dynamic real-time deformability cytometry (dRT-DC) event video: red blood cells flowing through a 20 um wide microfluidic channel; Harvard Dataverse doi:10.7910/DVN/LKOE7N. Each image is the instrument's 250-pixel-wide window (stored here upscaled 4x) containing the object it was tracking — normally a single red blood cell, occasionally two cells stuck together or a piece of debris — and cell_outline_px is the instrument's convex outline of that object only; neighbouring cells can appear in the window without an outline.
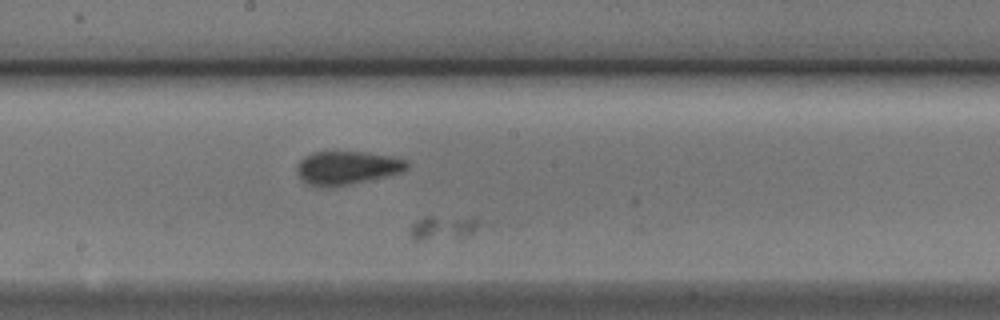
{"species": "Egyptian fruit bat (a non-hibernating species)", "species_latin": "Rousettus aegyptiacus", "temperature_condition": "cold", "stored_images_in_passage": 40, "camera_frame_rate_fps": 3000, "um_per_image_px": 0.085, "animal": {"sex": "male"}, "frame": {"image": 1, "passage_image": 15, "time_ms": 4.667, "image_size_px": [1000, 320], "cell_outline_px": [[496, 228], [460, 240], [416, 240], [412, 236], [412, 224], [416, 220], [424, 216], [476, 216], [496, 224]], "centroid_in_image_um": [38.21, 19.35], "position_along_channel_um": 210.0, "area_um2": 12.08}}
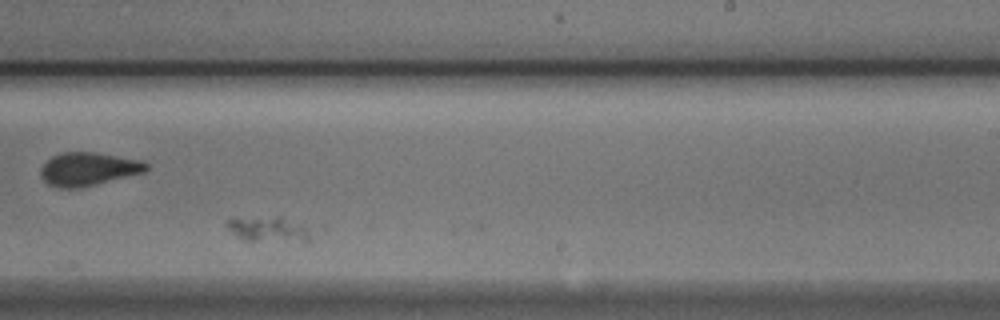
{"frame": {"image": 2, "passage_image": 20, "time_ms": 6.333, "image_size_px": [1000, 320], "cell_outline_px": [[308, 240], [244, 240], [236, 236], [224, 224], [228, 220], [276, 216], [280, 216], [300, 224], [308, 228]], "centroid_in_image_um": [22.76, 19.47], "position_along_channel_um": 266.2, "area_um2": 11.56}}
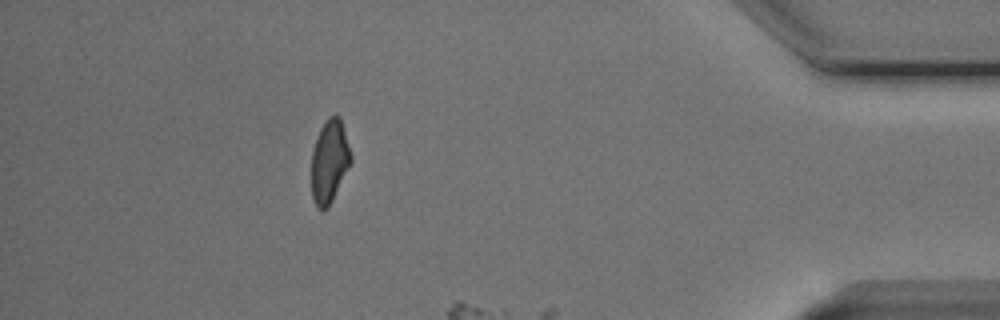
{"frame": {"image": 3, "passage_image": 34, "time_ms": 11.0, "image_size_px": [1000, 320], "cell_outline_px": [[352, 160], [328, 208], [316, 208], [312, 200], [312, 152], [320, 128], [328, 116], [340, 116], [352, 156]], "centroid_in_image_um": [28.0, 13.71], "position_along_channel_um": 407.2, "area_um2": 18.84}}